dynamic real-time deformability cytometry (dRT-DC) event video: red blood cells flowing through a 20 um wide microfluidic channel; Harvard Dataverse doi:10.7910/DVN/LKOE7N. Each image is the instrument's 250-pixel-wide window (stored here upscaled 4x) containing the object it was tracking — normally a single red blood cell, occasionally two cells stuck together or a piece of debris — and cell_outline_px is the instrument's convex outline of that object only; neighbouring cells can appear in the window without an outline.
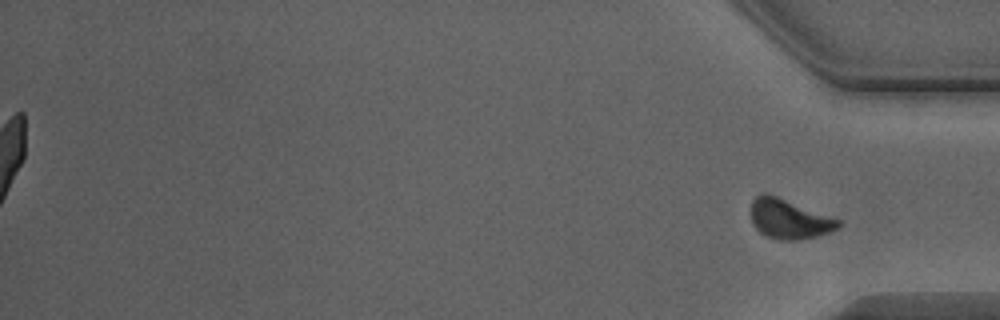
{"species": "Egyptian fruit bat (a non-hibernating species)", "species_latin": "Rousettus aegyptiacus", "temperature_condition": "warm", "stored_images_in_passage": 44, "segment_of_instrument_passage": [2, 2], "camera_frame_rate_fps": 3000, "um_per_image_px": 0.085, "animal": {"sex": "male"}, "frame": {"image": 1, "passage_image": 44, "time_ms": 14.333, "image_size_px": [1000, 320], "cell_outline_px": [[840, 228], [816, 236], [800, 240], [780, 240], [764, 236], [756, 228], [752, 220], [752, 200], [756, 196], [764, 192], [776, 196], [840, 220]], "centroid_in_image_um": [67.06, 18.63], "position_along_channel_um": 368.1, "area_um2": 19.88}}